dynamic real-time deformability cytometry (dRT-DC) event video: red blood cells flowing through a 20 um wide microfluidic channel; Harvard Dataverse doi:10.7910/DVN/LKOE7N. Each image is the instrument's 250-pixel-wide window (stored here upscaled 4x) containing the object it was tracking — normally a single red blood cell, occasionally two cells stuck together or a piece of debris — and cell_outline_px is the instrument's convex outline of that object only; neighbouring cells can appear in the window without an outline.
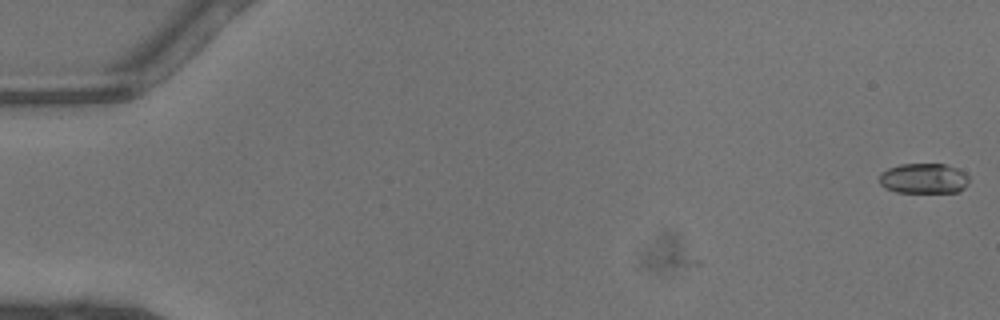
{"species": "common noctule bat (a hibernating species)", "species_latin": "Nyctalus noctula", "temperature_condition": "warm", "stored_images_in_passage": 6, "camera_frame_rate_fps": 3000, "um_per_image_px": 0.085, "animal": {"sex": "male", "body_mass_g": 13.3}, "frame": {"image": 1, "passage_image": 1, "time_ms": 0.0, "image_size_px": [1000, 320], "cell_outline_px": [[968, 184], [960, 192], [896, 192], [884, 188], [880, 184], [880, 172], [888, 168], [900, 164], [944, 164], [956, 168], [964, 172], [968, 176]], "centroid_in_image_um": [78.51, 15.17], "position_along_channel_um": 6.5, "area_um2": 15.9}}